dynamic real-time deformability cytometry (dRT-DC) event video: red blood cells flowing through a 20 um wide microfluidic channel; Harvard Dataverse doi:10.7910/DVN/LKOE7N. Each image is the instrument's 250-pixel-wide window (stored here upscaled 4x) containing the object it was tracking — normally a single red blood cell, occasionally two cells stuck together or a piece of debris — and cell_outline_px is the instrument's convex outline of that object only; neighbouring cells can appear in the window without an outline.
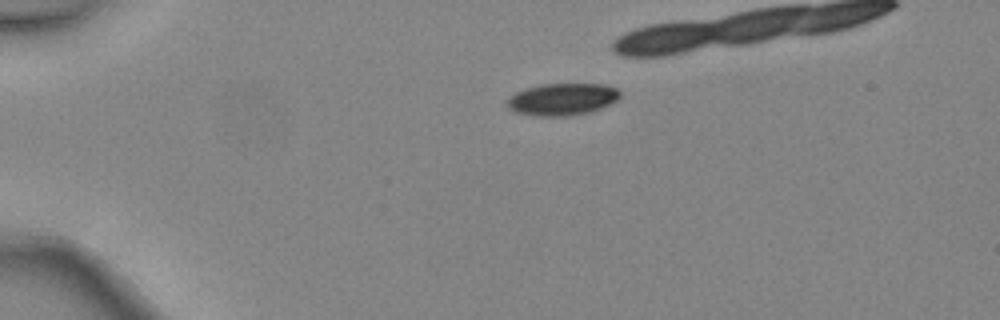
{"species": "common noctule bat (a hibernating species)", "species_latin": "Nyctalus noctula", "temperature_condition": "warm", "stored_images_in_passage": 6, "camera_frame_rate_fps": 3000, "um_per_image_px": 0.085, "animal": {"sex": "female", "body_mass_g": 24.6, "forearm_length_mm": 56.2}, "frame": {"image": 1, "passage_image": 6, "time_ms": 1.667, "image_size_px": [1000, 320], "cell_outline_px": [[620, 96], [616, 100], [600, 108], [588, 112], [568, 116], [536, 116], [516, 112], [508, 108], [508, 100], [516, 92], [524, 88], [540, 84], [604, 84], [616, 88], [620, 92]], "centroid_in_image_um": [47.78, 8.43], "position_along_channel_um": 37.2, "area_um2": 20.92}}